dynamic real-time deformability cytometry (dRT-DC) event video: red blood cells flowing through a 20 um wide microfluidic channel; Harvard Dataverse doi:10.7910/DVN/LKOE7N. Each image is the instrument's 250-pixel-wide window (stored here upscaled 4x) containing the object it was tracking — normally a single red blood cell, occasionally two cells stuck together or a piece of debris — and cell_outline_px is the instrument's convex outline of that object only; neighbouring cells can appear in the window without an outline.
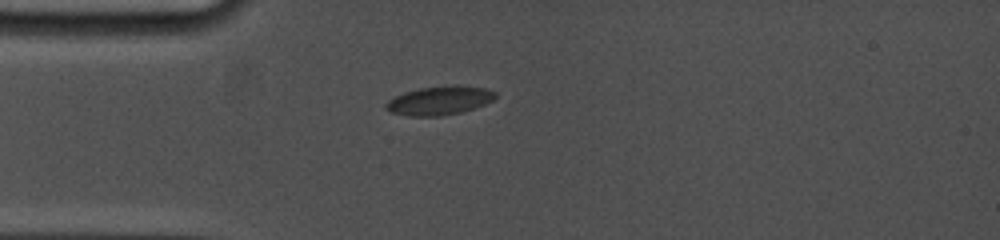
{"species": "common noctule bat (a hibernating species)", "species_latin": "Nyctalus noctula", "temperature_condition": "cold", "stored_images_in_passage": 4, "camera_frame_rate_fps": 5000, "um_per_image_px": 0.085, "animal": {"sex": "female", "body_mass_g": 19.0, "forearm_length_mm": 53.3}, "frame": {"image": 1, "passage_image": 1, "time_ms": 0.0, "image_size_px": [1000, 240], "cell_outline_px": [[496, 96], [492, 100], [484, 104], [460, 112], [440, 116], [408, 116], [392, 112], [384, 108], [384, 104], [388, 100], [404, 92], [420, 88], [452, 84], [460, 84], [484, 88], [496, 92]], "centroid_in_image_um": [37.33, 8.53], "position_along_channel_um": 47.7, "area_um2": 18.38}}
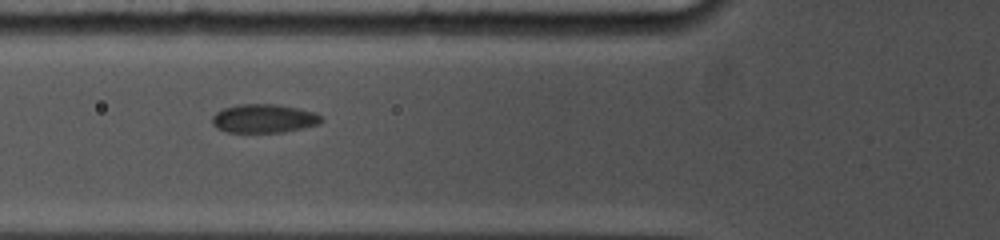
{"frame": {"image": 2, "passage_image": 3, "time_ms": 1.8, "image_size_px": [1000, 240], "cell_outline_px": [[324, 120], [320, 124], [304, 128], [284, 132], [228, 132], [216, 128], [212, 124], [212, 116], [216, 112], [224, 108], [236, 104], [276, 104], [316, 112], [324, 116]], "centroid_in_image_um": [22.47, 10.07], "position_along_channel_um": 103.3, "area_um2": 18.5}}